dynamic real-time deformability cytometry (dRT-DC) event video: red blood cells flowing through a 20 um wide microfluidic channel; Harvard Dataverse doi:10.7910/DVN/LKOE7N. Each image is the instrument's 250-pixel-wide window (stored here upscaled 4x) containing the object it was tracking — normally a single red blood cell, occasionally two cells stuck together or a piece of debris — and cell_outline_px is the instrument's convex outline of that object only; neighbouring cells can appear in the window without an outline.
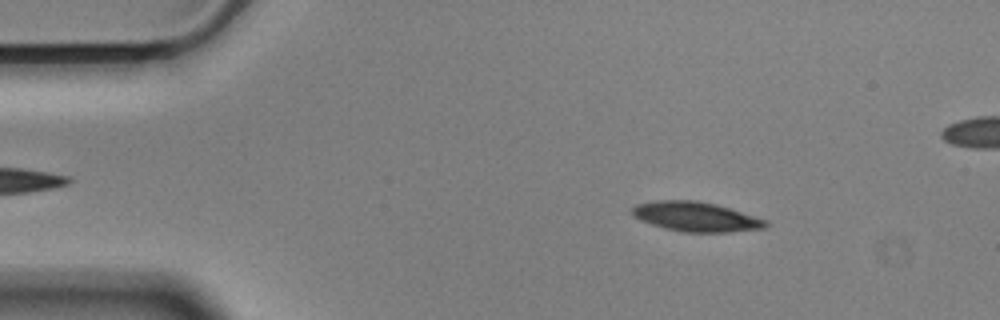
{"species": "Egyptian fruit bat (a non-hibernating species)", "species_latin": "Rousettus aegyptiacus", "temperature_condition": "cold", "stored_images_in_passage": 57, "camera_frame_rate_fps": 3000, "um_per_image_px": 0.085, "animal": {"sex": "male"}, "frame": {"image": 1, "passage_image": 8, "time_ms": 2.333, "image_size_px": [1000, 320], "cell_outline_px": [[768, 224], [764, 228], [728, 232], [684, 232], [664, 228], [640, 220], [632, 216], [632, 208], [636, 204], [656, 200], [696, 200], [716, 204], [768, 220]], "centroid_in_image_um": [59.13, 18.41], "position_along_channel_um": 25.9, "area_um2": 23.0}}
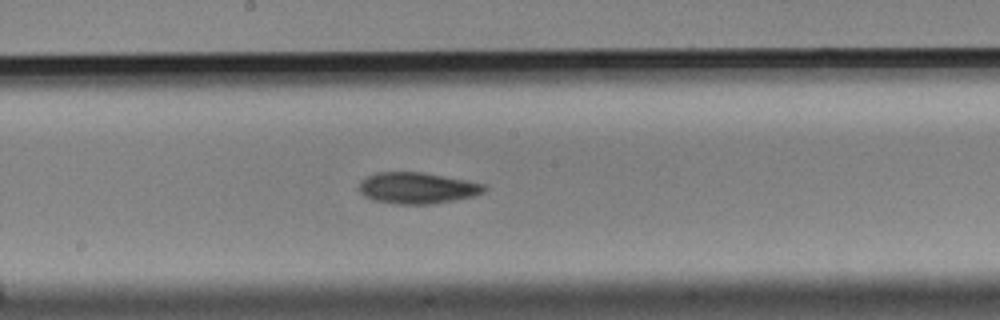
{"frame": {"image": 2, "passage_image": 29, "time_ms": 9.333, "image_size_px": [1000, 320], "cell_outline_px": [[488, 188], [484, 192], [472, 196], [452, 200], [428, 204], [396, 204], [372, 200], [364, 196], [356, 188], [360, 180], [364, 176], [376, 172], [424, 172], [484, 184]], "centroid_in_image_um": [35.37, 15.97], "position_along_channel_um": 212.8, "area_um2": 22.95}}
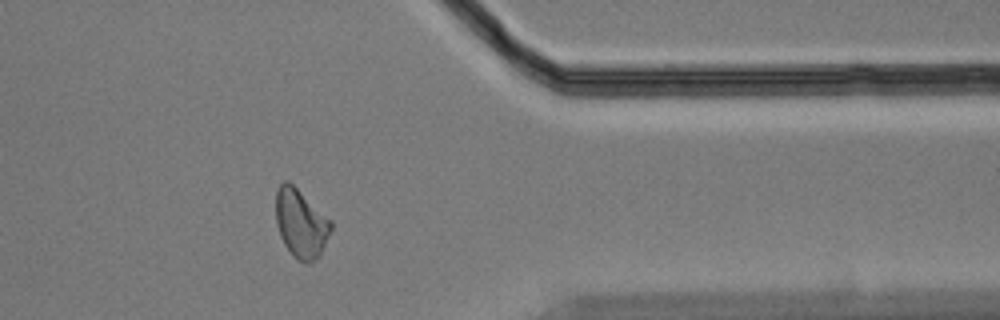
{"frame": {"image": 3, "passage_image": 45, "time_ms": 14.667, "image_size_px": [1000, 320], "cell_outline_px": [[332, 228], [320, 256], [304, 264], [296, 260], [292, 256], [284, 244], [280, 236], [276, 224], [276, 192], [280, 184], [284, 180], [288, 180], [332, 220]], "centroid_in_image_um": [25.57, 19.0], "position_along_channel_um": 385.8, "area_um2": 22.2}, "authors_computed_cell_mechanics": {"area_um2": 22.542, "velocity_mm_per_s": 3.5383, "shape_relaxation_time_tau1_ms": 5.8205, "shape_relaxation_time_tau2_ms": 5.5536, "deformation_change_tau1": 0.1353, "deformation_change_tau2": 0.1226}}